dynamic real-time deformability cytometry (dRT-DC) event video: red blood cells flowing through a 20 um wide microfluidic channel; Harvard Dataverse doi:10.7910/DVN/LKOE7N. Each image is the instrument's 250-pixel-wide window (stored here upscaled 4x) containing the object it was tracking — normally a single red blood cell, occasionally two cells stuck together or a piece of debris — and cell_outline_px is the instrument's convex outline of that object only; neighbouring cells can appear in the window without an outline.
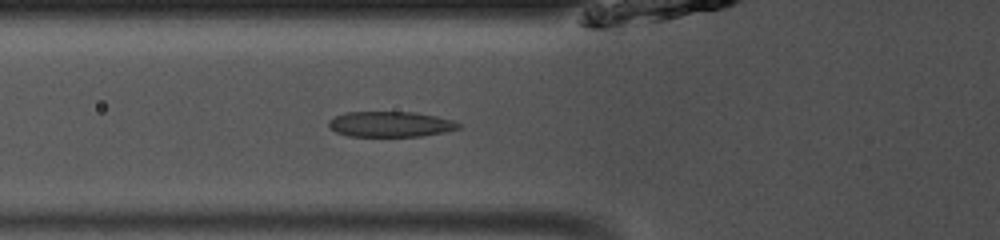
{"species": "common noctule bat (a hibernating species)", "species_latin": "Nyctalus noctula", "temperature_condition": "room temperature", "stored_images_in_passage": 39, "camera_frame_rate_fps": 3000, "um_per_image_px": 0.085, "animal": {"sex": "male", "body_mass_g": 13.0, "forearm_length_mm": 53.1}, "frame": {"image": 1, "passage_image": 8, "time_ms": 2.333, "image_size_px": [1000, 240], "cell_outline_px": [[460, 128], [444, 132], [420, 136], [348, 136], [336, 132], [328, 124], [328, 120], [336, 116], [348, 112], [416, 112], [436, 116], [452, 120], [460, 124]], "centroid_in_image_um": [33.19, 10.55], "position_along_channel_um": 92.6, "area_um2": 19.13}}
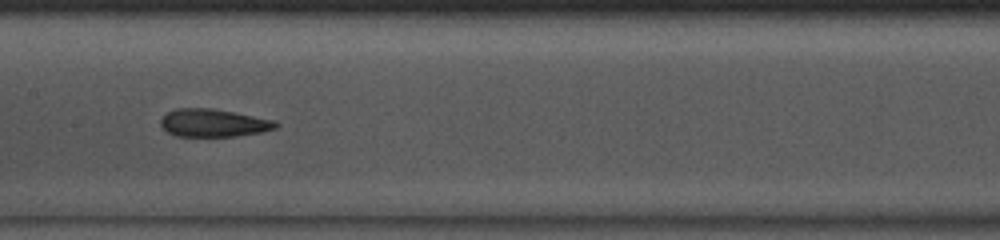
{"frame": {"image": 2, "passage_image": 15, "time_ms": 4.667, "image_size_px": [1000, 240], "cell_outline_px": [[280, 124], [276, 128], [260, 132], [236, 136], [176, 136], [168, 132], [160, 124], [160, 120], [168, 112], [176, 108], [212, 108], [276, 120]], "centroid_in_image_um": [18.16, 10.44], "position_along_channel_um": 189.2, "area_um2": 18.61}}
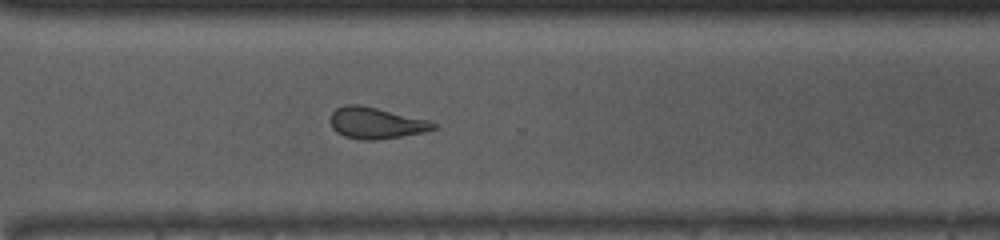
{"frame": {"image": 3, "passage_image": 26, "time_ms": 8.333, "image_size_px": [1000, 240], "cell_outline_px": [[436, 128], [424, 132], [376, 140], [360, 140], [344, 136], [336, 132], [332, 128], [328, 120], [332, 112], [336, 108], [348, 104], [360, 104], [424, 120], [436, 124]], "centroid_in_image_um": [31.85, 10.46], "position_along_channel_um": 338.8, "area_um2": 18.55}, "authors_computed_cell_mechanics": {"area_um2": 18.9006, "velocity_mm_per_s": 4.1014, "shape_relaxation_time_tau1_ms": null, "shape_relaxation_time_tau2_ms": 1.8712, "deformation_change_tau1": null, "deformation_change_tau2": 0.1037}}